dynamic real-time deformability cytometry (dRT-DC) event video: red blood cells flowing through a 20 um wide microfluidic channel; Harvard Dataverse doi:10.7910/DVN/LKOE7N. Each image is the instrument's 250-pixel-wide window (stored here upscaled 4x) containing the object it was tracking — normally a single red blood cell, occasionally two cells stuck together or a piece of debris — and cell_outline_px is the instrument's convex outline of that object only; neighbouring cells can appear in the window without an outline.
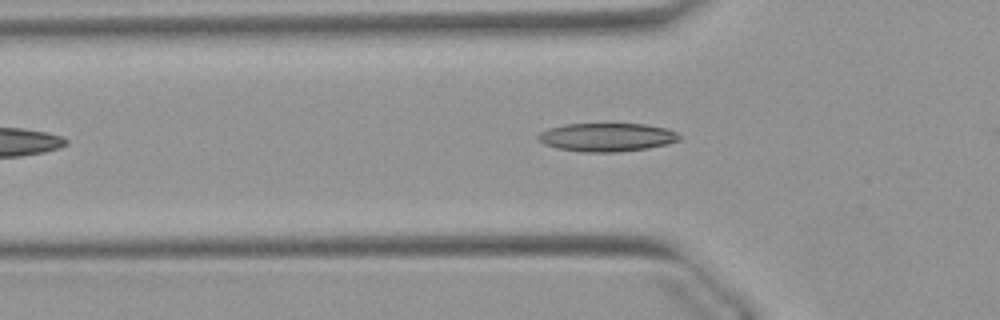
{"species": "Egyptian fruit bat (a non-hibernating species)", "species_latin": "Rousettus aegyptiacus", "temperature_condition": "warm", "stored_images_in_passage": 37, "camera_frame_rate_fps": 3000, "um_per_image_px": 0.085, "animal": {"sex": "female"}, "frame": {"image": 1, "passage_image": 8, "time_ms": 2.333, "image_size_px": [1000, 320], "cell_outline_px": [[680, 140], [668, 144], [648, 148], [616, 152], [584, 152], [560, 148], [544, 144], [536, 140], [536, 136], [540, 132], [548, 128], [564, 124], [648, 124], [664, 128], [676, 132], [680, 136]], "centroid_in_image_um": [51.56, 11.66], "position_along_channel_um": 74.2, "area_um2": 23.41}}
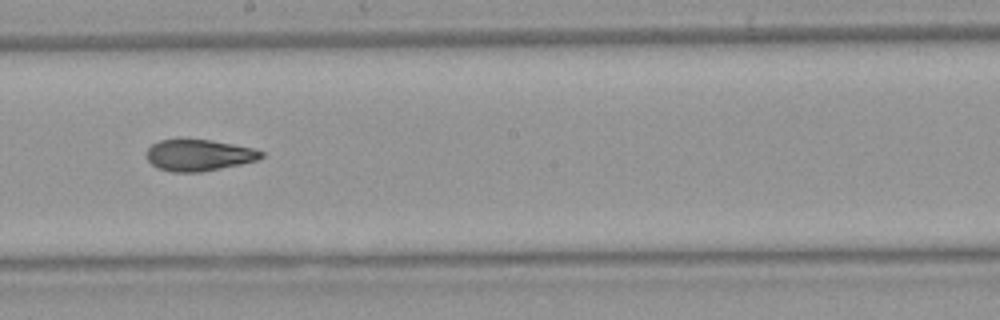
{"frame": {"image": 2, "passage_image": 20, "time_ms": 6.333, "image_size_px": [1000, 320], "cell_outline_px": [[264, 156], [256, 160], [240, 164], [200, 172], [172, 172], [160, 168], [152, 164], [148, 160], [148, 148], [152, 144], [160, 140], [180, 136], [212, 140], [252, 148], [264, 152]], "centroid_in_image_um": [16.87, 13.14], "position_along_channel_um": 231.3, "area_um2": 21.33}}
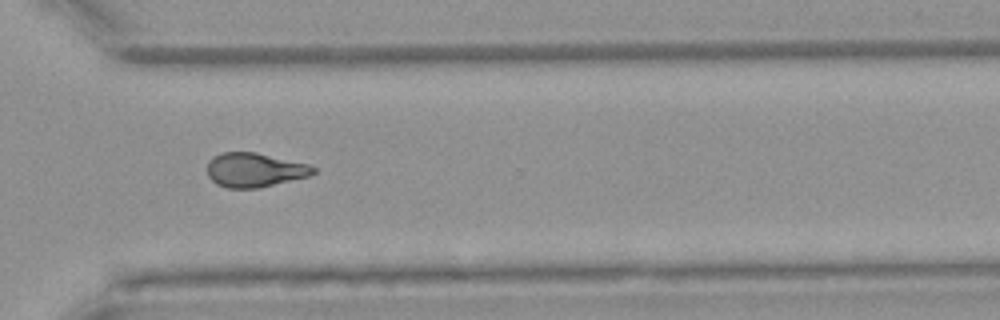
{"frame": {"image": 3, "passage_image": 29, "time_ms": 9.333, "image_size_px": [1000, 320], "cell_outline_px": [[316, 172], [308, 176], [260, 188], [228, 188], [216, 184], [208, 176], [208, 160], [212, 156], [220, 152], [256, 152], [308, 164], [316, 168]], "centroid_in_image_um": [21.62, 14.44], "position_along_channel_um": 349.0, "area_um2": 21.21}, "authors_computed_cell_mechanics": {"area_um2": 21.5016, "velocity_mm_per_s": 3.9144, "shape_relaxation_time_tau1_ms": 10.5701, "shape_relaxation_time_tau2_ms": 2.5667, "deformation_change_tau1": 0.2573, "deformation_change_tau2": 0.0953}}